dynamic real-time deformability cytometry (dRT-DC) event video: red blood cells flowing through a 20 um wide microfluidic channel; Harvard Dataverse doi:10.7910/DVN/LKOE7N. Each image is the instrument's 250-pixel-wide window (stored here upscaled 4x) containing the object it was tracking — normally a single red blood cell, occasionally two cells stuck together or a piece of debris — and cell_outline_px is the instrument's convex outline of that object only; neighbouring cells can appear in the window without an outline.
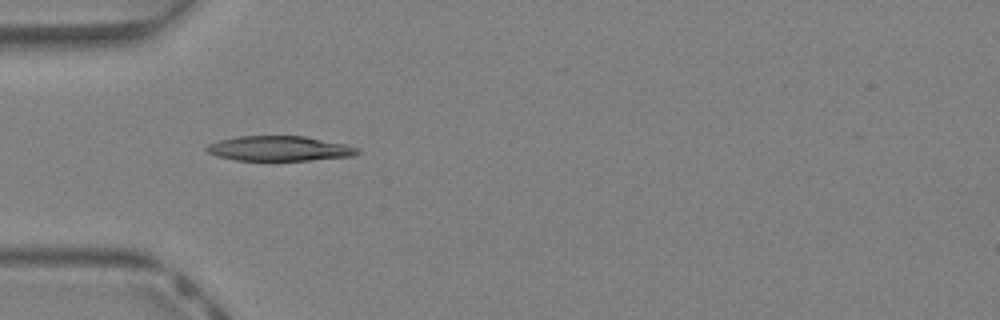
{"species": "Egyptian fruit bat (a non-hibernating species)", "species_latin": "Rousettus aegyptiacus", "temperature_condition": "warm", "stored_images_in_passage": 30, "camera_frame_rate_fps": 3000, "um_per_image_px": 0.085, "animal": {"sex": "female"}, "frame": {"image": 1, "passage_image": 1, "time_ms": 0.0, "image_size_px": [1000, 320], "cell_outline_px": [[360, 152], [356, 156], [312, 160], [236, 160], [216, 156], [208, 152], [204, 148], [208, 144], [220, 140], [236, 136], [304, 136], [348, 144], [360, 148]], "centroid_in_image_um": [23.8, 12.62], "position_along_channel_um": 61.2, "area_um2": 22.14}}
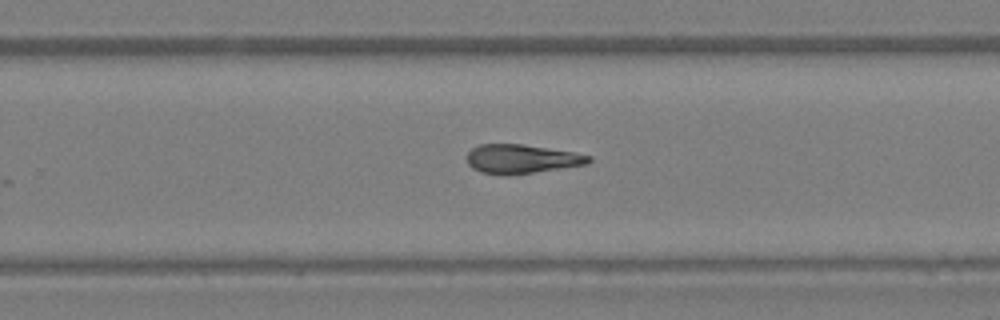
{"frame": {"image": 2, "passage_image": 15, "time_ms": 4.667, "image_size_px": [1000, 320], "cell_outline_px": [[592, 160], [588, 164], [532, 172], [480, 172], [472, 168], [468, 164], [468, 152], [472, 148], [480, 144], [520, 144], [572, 152], [592, 156]], "centroid_in_image_um": [44.36, 13.47], "position_along_channel_um": 285.4, "area_um2": 19.65}}
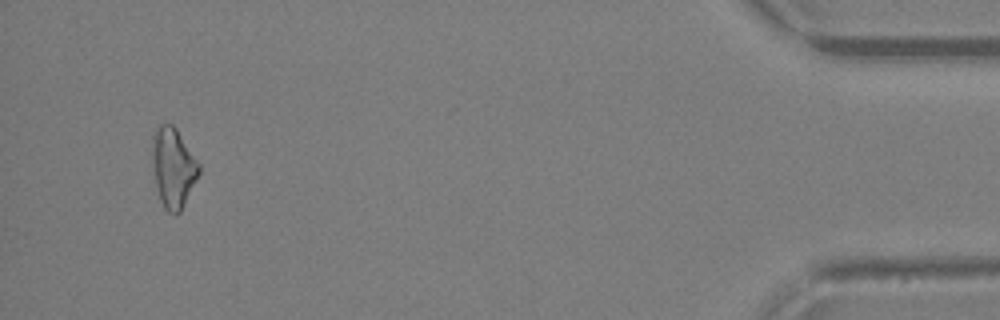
{"frame": {"image": 3, "passage_image": 28, "time_ms": 9.0, "image_size_px": [1000, 320], "cell_outline_px": [[200, 176], [180, 212], [176, 216], [168, 212], [164, 208], [160, 200], [156, 188], [152, 160], [152, 132], [160, 124], [172, 124], [176, 128], [200, 164]], "centroid_in_image_um": [14.73, 14.27], "position_along_channel_um": 420.5, "area_um2": 22.08}, "authors_computed_cell_mechanics": {"area_um2": 21.0103, "velocity_mm_per_s": 4.8919, "shape_relaxation_time_tau1_ms": null, "shape_relaxation_time_tau2_ms": 3.5375, "deformation_change_tau1": null, "deformation_change_tau2": 0.1303}}